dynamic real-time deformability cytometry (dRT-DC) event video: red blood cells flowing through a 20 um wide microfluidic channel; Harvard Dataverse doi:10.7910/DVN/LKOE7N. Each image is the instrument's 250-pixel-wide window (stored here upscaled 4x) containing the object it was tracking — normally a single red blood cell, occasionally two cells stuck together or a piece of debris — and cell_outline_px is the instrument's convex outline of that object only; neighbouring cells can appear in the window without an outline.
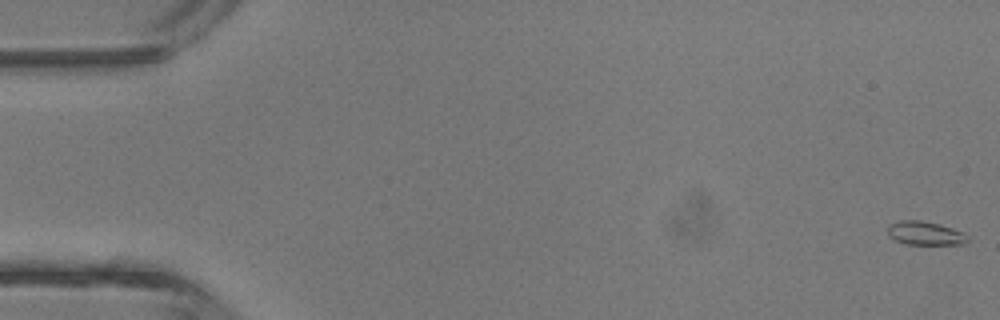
{"species": "common noctule bat (a hibernating species)", "species_latin": "Nyctalus noctula", "temperature_condition": "room temperature", "stored_images_in_passage": 4, "camera_frame_rate_fps": 3000, "um_per_image_px": 0.085, "animal": {"sex": "male", "body_mass_g": 13.3}, "frame": {"image": 1, "passage_image": 1, "time_ms": 0.0, "image_size_px": [1000, 320], "cell_outline_px": [[968, 240], [964, 244], [908, 244], [896, 240], [888, 236], [888, 224], [900, 220], [920, 220], [940, 224], [964, 232], [968, 236]], "centroid_in_image_um": [78.64, 19.81], "position_along_channel_um": 6.4, "area_um2": 11.04}}
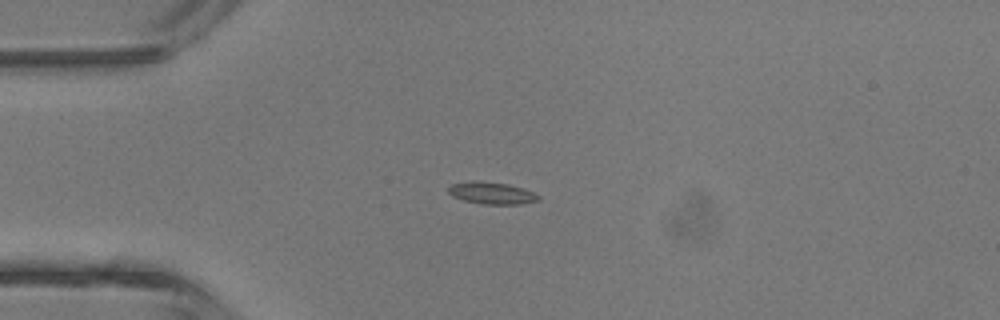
{"frame": {"image": 2, "passage_image": 4, "time_ms": 3.667, "image_size_px": [1000, 320], "cell_outline_px": [[540, 200], [520, 204], [480, 204], [464, 200], [452, 196], [448, 192], [448, 188], [452, 184], [472, 180], [476, 180], [508, 184], [536, 192], [540, 196]], "centroid_in_image_um": [41.81, 16.41], "position_along_channel_um": 43.2, "area_um2": 11.68}}